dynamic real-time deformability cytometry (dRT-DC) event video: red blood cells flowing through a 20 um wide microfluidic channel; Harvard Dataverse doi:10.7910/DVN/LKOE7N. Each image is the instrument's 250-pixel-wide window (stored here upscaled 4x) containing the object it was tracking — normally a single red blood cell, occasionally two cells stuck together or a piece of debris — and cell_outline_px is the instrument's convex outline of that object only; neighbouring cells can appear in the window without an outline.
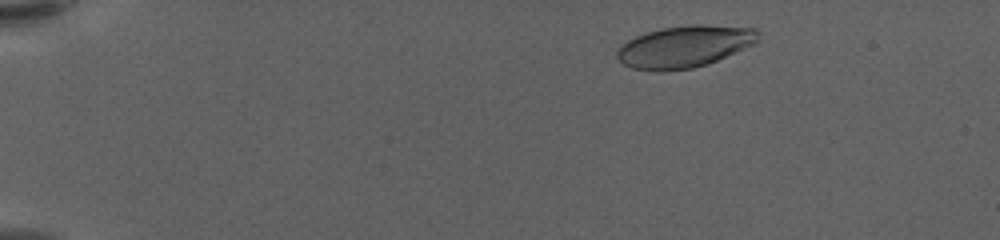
{"species": "human", "species_latin": "Homo sapiens", "temperature_condition": "warm", "stored_images_in_passage": 51, "camera_frame_rate_fps": 3000, "um_per_image_px": 0.085, "donor": {"sex": "female"}, "frame": {"image": 1, "passage_image": 6, "time_ms": 1.667, "image_size_px": [1000, 240], "cell_outline_px": [[760, 32], [756, 44], [708, 64], [692, 68], [660, 72], [632, 68], [624, 64], [616, 56], [616, 52], [628, 40], [636, 36], [648, 32], [664, 28], [696, 24], [700, 24], [756, 28]], "centroid_in_image_um": [58.23, 3.96], "position_along_channel_um": 26.8, "area_um2": 34.39}}
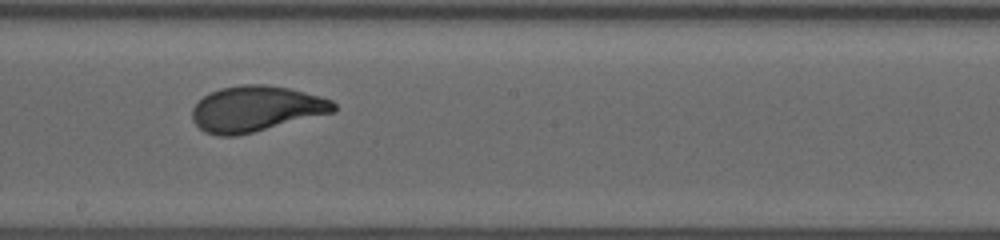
{"frame": {"image": 2, "passage_image": 32, "time_ms": 10.333, "image_size_px": [1000, 240], "cell_outline_px": [[336, 112], [236, 136], [216, 136], [204, 132], [192, 120], [192, 108], [204, 96], [220, 88], [244, 84], [264, 84], [288, 88], [320, 96], [332, 100], [336, 104]], "centroid_in_image_um": [21.77, 9.25], "position_along_channel_um": 226.4, "area_um2": 37.63}}
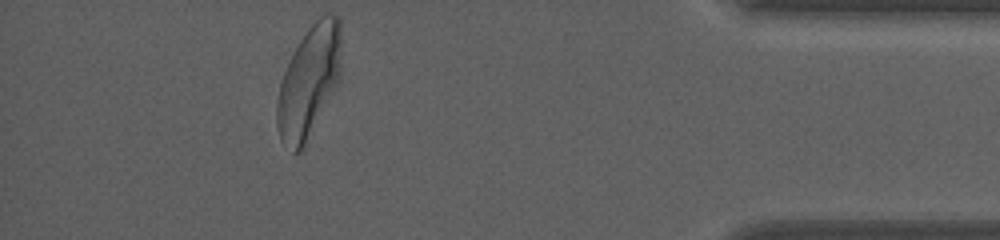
{"frame": {"image": 3, "passage_image": 51, "time_ms": 16.667, "image_size_px": [1000, 240], "cell_outline_px": [[340, 52], [336, 80], [300, 152], [292, 152], [280, 140], [276, 124], [276, 104], [280, 84], [284, 72], [300, 40], [308, 28], [324, 12], [332, 12], [340, 16]], "centroid_in_image_um": [26.2, 6.87], "position_along_channel_um": 409.0, "area_um2": 40.11}, "authors_computed_cell_mechanics": {"area_um2": 36.8764, "velocity_mm_per_s": 3.5146, "shape_relaxation_time_tau1_ms": 3.847, "shape_relaxation_time_tau2_ms": null, "deformation_change_tau1": 0.1895, "deformation_change_tau2": null}}